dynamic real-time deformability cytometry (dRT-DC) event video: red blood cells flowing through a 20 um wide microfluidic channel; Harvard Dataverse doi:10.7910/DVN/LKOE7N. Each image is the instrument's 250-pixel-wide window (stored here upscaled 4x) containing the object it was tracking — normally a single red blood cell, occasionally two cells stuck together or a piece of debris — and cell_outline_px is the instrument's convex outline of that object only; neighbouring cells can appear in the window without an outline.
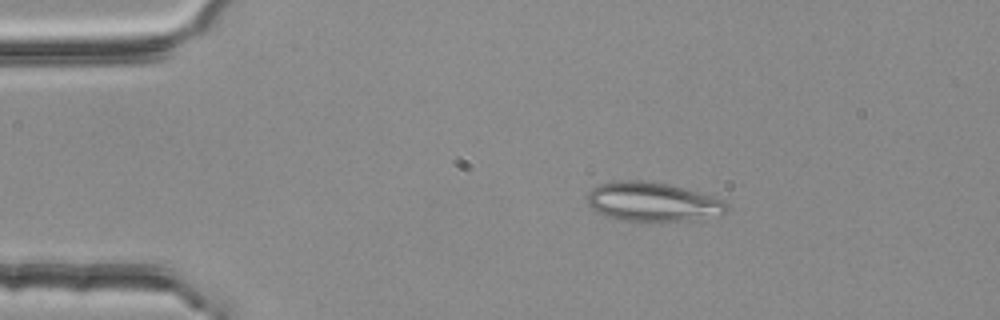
{"species": "common noctule bat (a hibernating species)", "species_latin": "Nyctalus noctula", "temperature_condition": "room temperature", "stored_images_in_passage": 3, "camera_frame_rate_fps": 3000, "um_per_image_px": 0.085, "animal": {"sex": "female", "body_mass_g": 25.1}, "frame": {"image": 1, "passage_image": 2, "time_ms": 0.333, "image_size_px": [1000, 320], "cell_outline_px": [[728, 208], [724, 216], [688, 220], [640, 224], [620, 220], [604, 216], [596, 212], [588, 204], [588, 192], [592, 188], [600, 184], [620, 180], [636, 180], [668, 184], [724, 200], [728, 204]], "centroid_in_image_um": [55.47, 17.21], "position_along_channel_um": 29.5, "area_um2": 32.54}}
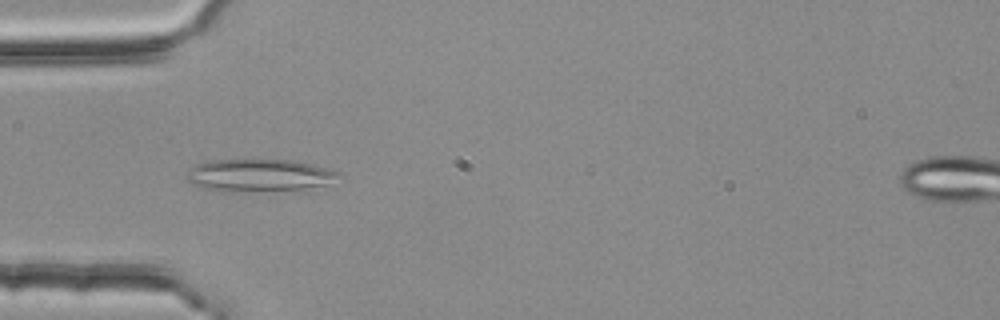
{"frame": {"image": 2, "passage_image": 3, "time_ms": 0.667, "image_size_px": [1000, 320], "cell_outline_px": [[344, 176], [324, 184], [304, 188], [204, 188], [188, 180], [188, 172], [196, 164], [212, 160], [296, 160], [312, 164], [340, 172]], "centroid_in_image_um": [22.12, 14.82], "position_along_channel_um": 62.9, "area_um2": 26.7}}